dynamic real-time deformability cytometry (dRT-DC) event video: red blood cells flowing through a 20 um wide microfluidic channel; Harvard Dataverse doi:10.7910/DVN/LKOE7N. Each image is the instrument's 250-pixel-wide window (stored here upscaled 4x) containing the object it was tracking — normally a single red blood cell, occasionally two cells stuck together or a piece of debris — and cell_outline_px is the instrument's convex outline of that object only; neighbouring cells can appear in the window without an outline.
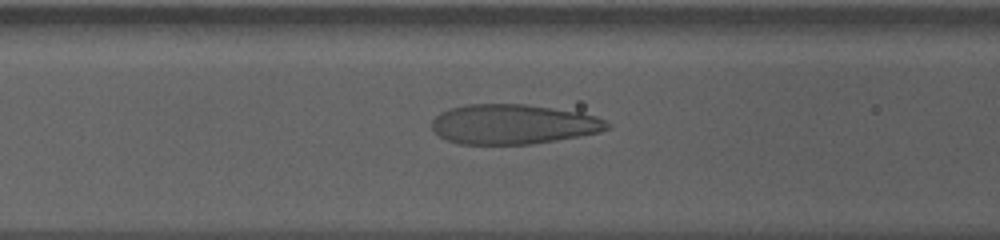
{"species": "human", "species_latin": "Homo sapiens", "temperature_condition": "cold", "stored_images_in_passage": 38, "camera_frame_rate_fps": 3000, "um_per_image_px": 0.085, "donor": {"sex": "male"}, "frame": {"image": 1, "passage_image": 11, "time_ms": 3.333, "image_size_px": [1000, 240], "cell_outline_px": [[612, 124], [608, 128], [600, 132], [556, 140], [532, 144], [460, 144], [448, 140], [440, 136], [432, 128], [432, 120], [440, 112], [448, 108], [464, 104], [524, 104], [580, 112], [596, 116]], "centroid_in_image_um": [43.61, 10.55], "position_along_channel_um": 123.0, "area_um2": 40.69}}
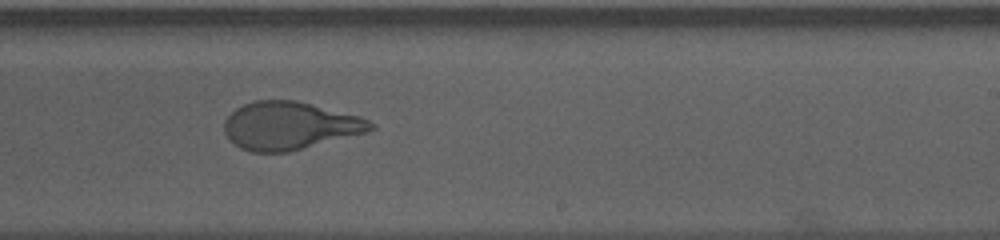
{"frame": {"image": 2, "passage_image": 23, "time_ms": 7.333, "image_size_px": [1000, 240], "cell_outline_px": [[376, 128], [364, 132], [288, 152], [252, 152], [240, 148], [228, 140], [224, 132], [224, 120], [236, 108], [244, 104], [256, 100], [296, 100], [360, 116], [376, 124]], "centroid_in_image_um": [24.58, 10.68], "position_along_channel_um": 264.4, "area_um2": 40.63}}
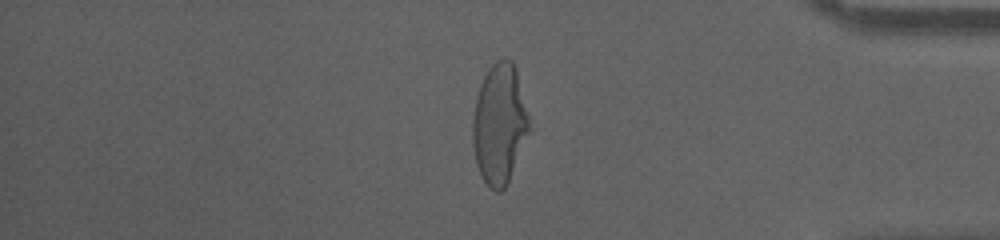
{"frame": {"image": 3, "passage_image": 36, "time_ms": 11.667, "image_size_px": [1000, 240], "cell_outline_px": [[528, 132], [508, 184], [500, 192], [496, 192], [484, 180], [476, 164], [472, 144], [472, 120], [476, 96], [480, 84], [488, 68], [496, 60], [504, 56], [512, 60], [516, 68], [528, 116]], "centroid_in_image_um": [42.42, 10.5], "position_along_channel_um": 392.8, "area_um2": 39.42}, "authors_computed_cell_mechanics": {"area_um2": 41.2403, "velocity_mm_per_s": 3.5424, "shape_relaxation_time_tau1_ms": 5.2224, "shape_relaxation_time_tau2_ms": 0.7119, "deformation_change_tau1": 0.2381, "deformation_change_tau2": 0.0738}}